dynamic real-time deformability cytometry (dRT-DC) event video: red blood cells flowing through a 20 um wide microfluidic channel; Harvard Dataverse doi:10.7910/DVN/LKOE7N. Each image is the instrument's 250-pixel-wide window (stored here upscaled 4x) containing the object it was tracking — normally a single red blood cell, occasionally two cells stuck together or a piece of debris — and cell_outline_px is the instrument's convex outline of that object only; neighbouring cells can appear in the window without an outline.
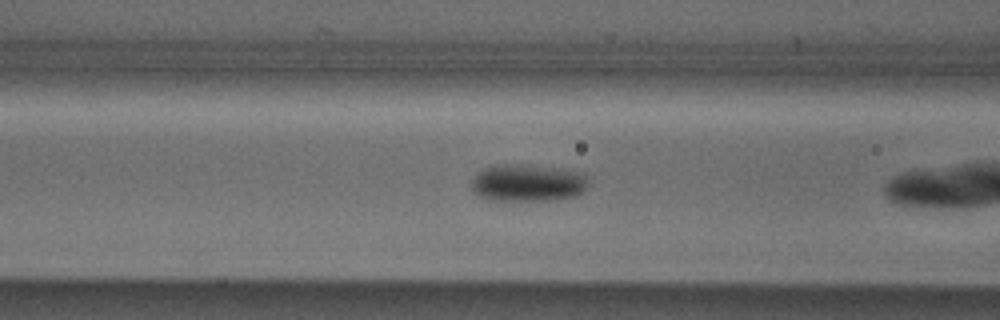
{"species": "Egyptian fruit bat (a non-hibernating species)", "species_latin": "Rousettus aegyptiacus", "temperature_condition": "cold", "stored_images_in_passage": 9, "camera_frame_rate_fps": 3000, "um_per_image_px": 0.085, "animal": {"sex": "male"}, "frame": {"image": 1, "passage_image": 7, "time_ms": 2.0, "image_size_px": [1000, 320], "cell_outline_px": [[588, 184], [576, 196], [552, 200], [488, 200], [472, 192], [472, 176], [484, 168], [496, 164], [520, 164], [560, 168], [580, 172], [588, 180]], "centroid_in_image_um": [44.8, 15.53], "position_along_channel_um": 121.8, "area_um2": 25.49}}